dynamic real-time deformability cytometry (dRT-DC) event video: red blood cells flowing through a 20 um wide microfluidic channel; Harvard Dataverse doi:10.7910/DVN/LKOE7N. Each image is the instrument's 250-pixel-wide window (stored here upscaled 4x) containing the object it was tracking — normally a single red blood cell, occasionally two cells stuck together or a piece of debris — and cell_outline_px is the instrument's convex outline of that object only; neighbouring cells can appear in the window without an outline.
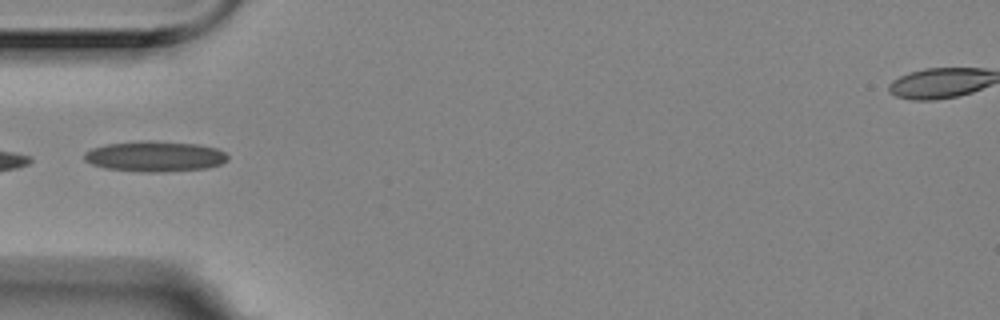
{"species": "Egyptian fruit bat (a non-hibernating species)", "species_latin": "Rousettus aegyptiacus", "temperature_condition": "room temperature", "stored_images_in_passage": 13, "camera_frame_rate_fps": 3000, "um_per_image_px": 0.085, "animal": {"sex": "female"}, "frame": {"image": 1, "passage_image": 4, "time_ms": 1.0, "image_size_px": [1000, 320], "cell_outline_px": [[228, 160], [220, 164], [208, 168], [164, 172], [140, 172], [104, 168], [92, 164], [84, 160], [84, 152], [92, 148], [104, 144], [140, 140], [152, 140], [200, 144], [216, 148], [224, 152], [228, 156]], "centroid_in_image_um": [13.15, 13.28], "position_along_channel_um": 71.9, "area_um2": 25.95}}
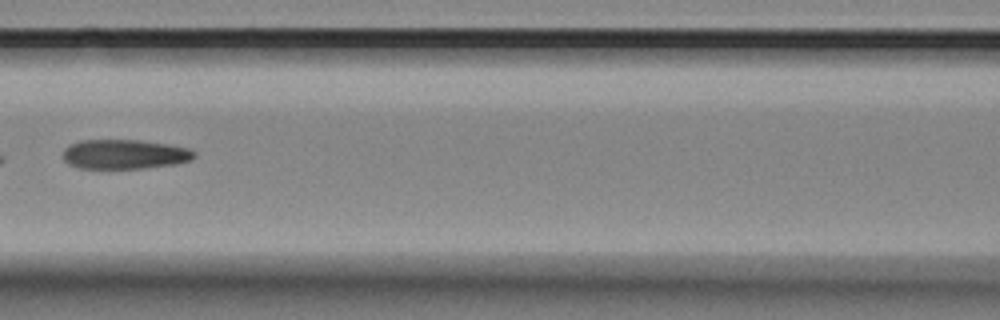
{"frame": {"image": 2, "passage_image": 6, "time_ms": 1.667, "image_size_px": [1000, 320], "cell_outline_px": [[196, 156], [192, 160], [176, 164], [144, 168], [76, 168], [68, 164], [64, 160], [64, 148], [68, 144], [80, 140], [140, 140], [168, 144], [192, 148], [196, 152]], "centroid_in_image_um": [10.61, 13.1], "position_along_channel_um": 156.0, "area_um2": 22.89}}
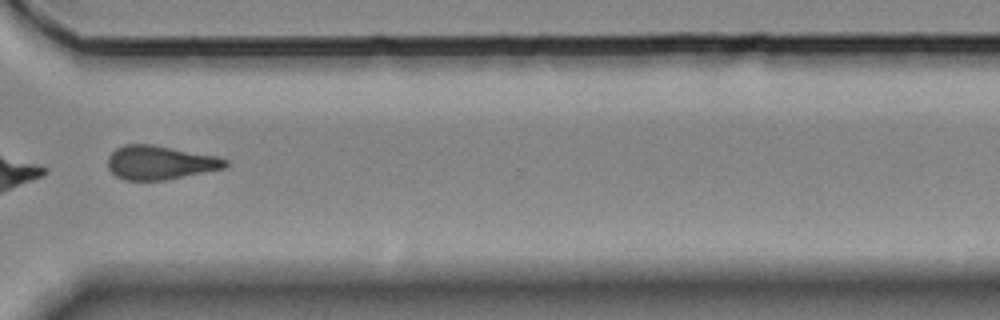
{"frame": {"image": 3, "passage_image": 11, "time_ms": 3.333, "image_size_px": [1000, 320], "cell_outline_px": [[228, 168], [168, 180], [124, 180], [116, 176], [108, 168], [108, 156], [116, 148], [124, 144], [152, 144], [216, 156], [228, 160]], "centroid_in_image_um": [13.63, 13.83], "position_along_channel_um": 357.0, "area_um2": 23.47}}